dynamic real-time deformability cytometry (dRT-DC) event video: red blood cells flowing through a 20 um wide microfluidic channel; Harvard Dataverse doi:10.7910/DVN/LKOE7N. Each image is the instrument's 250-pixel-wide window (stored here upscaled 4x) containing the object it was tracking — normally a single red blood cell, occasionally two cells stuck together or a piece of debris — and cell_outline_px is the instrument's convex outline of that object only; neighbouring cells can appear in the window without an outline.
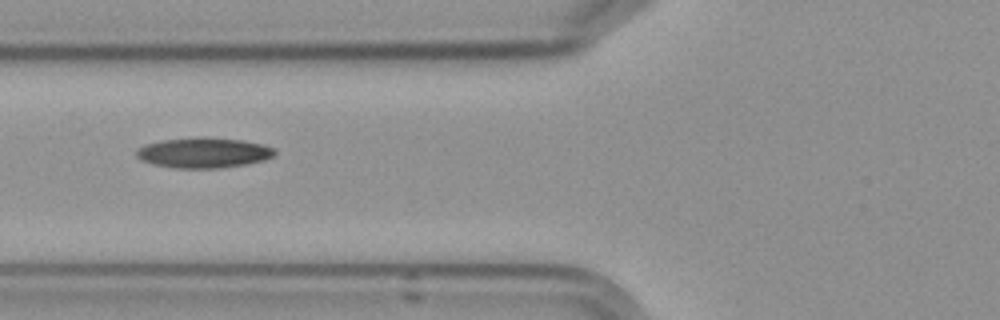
{"species": "Egyptian fruit bat (a non-hibernating species)", "species_latin": "Rousettus aegyptiacus", "temperature_condition": "cold", "stored_images_in_passage": 12, "camera_frame_rate_fps": 3000, "um_per_image_px": 0.085, "frame": {"image": 1, "passage_image": 3, "time_ms": 2.333, "image_size_px": [1000, 320], "cell_outline_px": [[276, 152], [272, 156], [264, 160], [244, 164], [220, 168], [176, 168], [152, 164], [140, 160], [136, 156], [136, 148], [144, 144], [160, 140], [196, 136], [208, 136], [244, 140], [264, 144], [272, 148]], "centroid_in_image_um": [17.25, 12.96], "position_along_channel_um": 108.5, "area_um2": 24.85}}
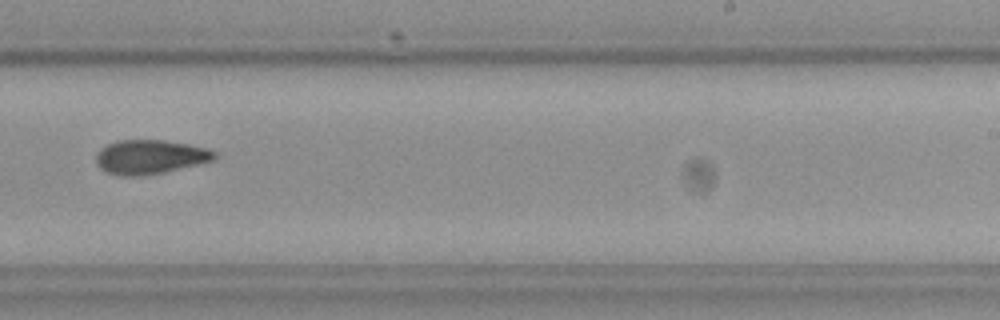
{"frame": {"image": 2, "passage_image": 7, "time_ms": 7.0, "image_size_px": [1000, 320], "cell_outline_px": [[216, 156], [212, 160], [196, 164], [160, 172], [140, 176], [120, 176], [108, 172], [100, 168], [96, 164], [96, 156], [100, 148], [116, 140], [164, 140], [188, 144], [208, 148], [216, 152]], "centroid_in_image_um": [12.71, 13.32], "position_along_channel_um": 276.3, "area_um2": 23.29}, "authors_computed_cell_mechanics": {"area_um2": 23.12, "velocity_mm_per_s": 3.5805, "shape_relaxation_time_tau1_ms": 2.8936, "shape_relaxation_time_tau2_ms": 3.3973, "deformation_change_tau1": 0.1741, "deformation_change_tau2": 0.0877}}